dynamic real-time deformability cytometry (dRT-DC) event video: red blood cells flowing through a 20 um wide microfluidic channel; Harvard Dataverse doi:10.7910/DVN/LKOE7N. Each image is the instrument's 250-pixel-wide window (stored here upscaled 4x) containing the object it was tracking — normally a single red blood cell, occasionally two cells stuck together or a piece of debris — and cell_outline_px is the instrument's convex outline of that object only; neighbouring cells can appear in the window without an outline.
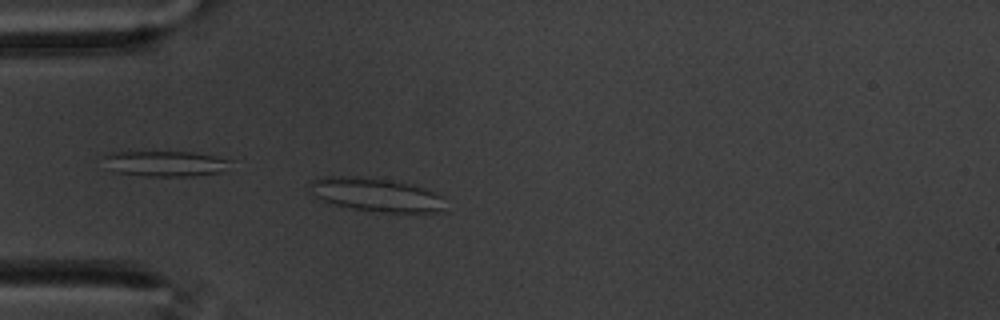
{"species": "common noctule bat (a hibernating species)", "species_latin": "Nyctalus noctula", "temperature_condition": "warm", "stored_images_in_passage": 44, "camera_frame_rate_fps": 3000, "um_per_image_px": 0.085, "animal": {"sex": "male", "body_mass_g": 20.1, "forearm_length_mm": 53.5}, "frame": {"image": 1, "passage_image": 3, "time_ms": 0.667, "image_size_px": [1000, 320], "cell_outline_px": [[444, 212], [388, 212], [352, 208], [336, 204], [324, 200], [316, 196], [312, 184], [312, 180], [324, 176], [356, 176], [388, 180], [416, 184], [436, 192], [440, 196], [444, 208]], "centroid_in_image_um": [32.05, 16.54], "position_along_channel_um": 52.9, "area_um2": 25.95}}
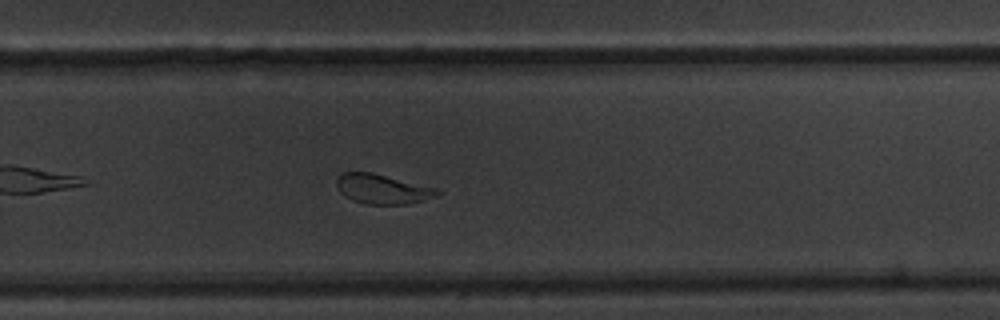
{"frame": {"image": 2, "passage_image": 25, "time_ms": 8.0, "image_size_px": [1000, 320], "cell_outline_px": [[444, 192], [440, 196], [408, 204], [364, 204], [352, 200], [344, 196], [340, 192], [336, 184], [336, 180], [344, 172], [372, 172], [436, 188]], "centroid_in_image_um": [32.55, 16.08], "position_along_channel_um": 297.3, "area_um2": 17.51}}
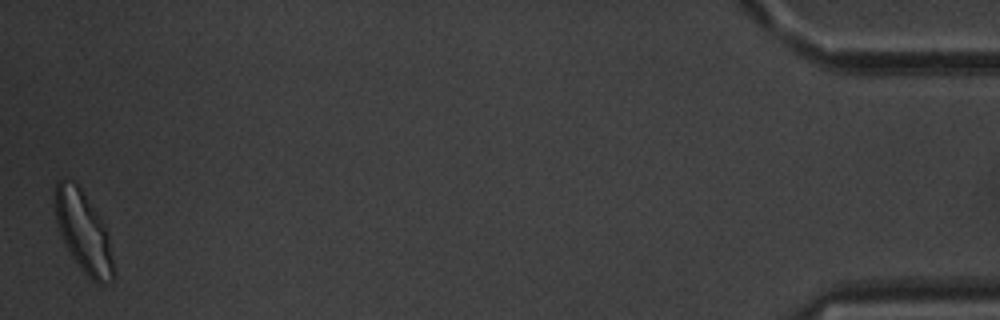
{"frame": {"image": 3, "passage_image": 44, "time_ms": 14.333, "image_size_px": [1000, 320], "cell_outline_px": [[116, 272], [112, 280], [104, 284], [96, 284], [84, 272], [72, 256], [60, 232], [56, 220], [52, 188], [56, 180], [68, 176], [80, 188], [100, 220], [108, 236]], "centroid_in_image_um": [7.06, 19.68], "position_along_channel_um": 428.1, "area_um2": 27.4}, "authors_computed_cell_mechanics": {"area_um2": 19.2763, "velocity_mm_per_s": 3.4573, "shape_relaxation_time_tau1_ms": null, "shape_relaxation_time_tau2_ms": 1.0422, "deformation_change_tau1": null, "deformation_change_tau2": 0.0884}}